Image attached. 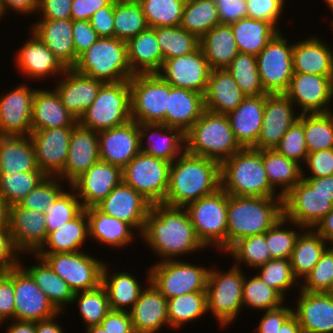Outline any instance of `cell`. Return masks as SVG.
Returning a JSON list of instances; mask_svg holds the SVG:
<instances>
[{
  "instance_id": "cell-20",
  "label": "cell",
  "mask_w": 333,
  "mask_h": 333,
  "mask_svg": "<svg viewBox=\"0 0 333 333\" xmlns=\"http://www.w3.org/2000/svg\"><path fill=\"white\" fill-rule=\"evenodd\" d=\"M293 106L285 93L265 94L262 128L254 149L274 150L278 146L299 117V114H294Z\"/></svg>"
},
{
  "instance_id": "cell-52",
  "label": "cell",
  "mask_w": 333,
  "mask_h": 333,
  "mask_svg": "<svg viewBox=\"0 0 333 333\" xmlns=\"http://www.w3.org/2000/svg\"><path fill=\"white\" fill-rule=\"evenodd\" d=\"M114 37L127 42L149 26L140 4L114 0Z\"/></svg>"
},
{
  "instance_id": "cell-8",
  "label": "cell",
  "mask_w": 333,
  "mask_h": 333,
  "mask_svg": "<svg viewBox=\"0 0 333 333\" xmlns=\"http://www.w3.org/2000/svg\"><path fill=\"white\" fill-rule=\"evenodd\" d=\"M198 239L205 247L226 252L228 193L222 188L185 207Z\"/></svg>"
},
{
  "instance_id": "cell-14",
  "label": "cell",
  "mask_w": 333,
  "mask_h": 333,
  "mask_svg": "<svg viewBox=\"0 0 333 333\" xmlns=\"http://www.w3.org/2000/svg\"><path fill=\"white\" fill-rule=\"evenodd\" d=\"M280 31L256 56L261 84L267 94L285 93L293 76V44Z\"/></svg>"
},
{
  "instance_id": "cell-72",
  "label": "cell",
  "mask_w": 333,
  "mask_h": 333,
  "mask_svg": "<svg viewBox=\"0 0 333 333\" xmlns=\"http://www.w3.org/2000/svg\"><path fill=\"white\" fill-rule=\"evenodd\" d=\"M217 4L220 24H231L247 17L245 0H214Z\"/></svg>"
},
{
  "instance_id": "cell-54",
  "label": "cell",
  "mask_w": 333,
  "mask_h": 333,
  "mask_svg": "<svg viewBox=\"0 0 333 333\" xmlns=\"http://www.w3.org/2000/svg\"><path fill=\"white\" fill-rule=\"evenodd\" d=\"M76 301L86 328L99 325L111 311L107 290L102 284L92 290L75 292L72 302Z\"/></svg>"
},
{
  "instance_id": "cell-12",
  "label": "cell",
  "mask_w": 333,
  "mask_h": 333,
  "mask_svg": "<svg viewBox=\"0 0 333 333\" xmlns=\"http://www.w3.org/2000/svg\"><path fill=\"white\" fill-rule=\"evenodd\" d=\"M210 268L179 260L159 261L150 269V282L170 299L192 292H206Z\"/></svg>"
},
{
  "instance_id": "cell-24",
  "label": "cell",
  "mask_w": 333,
  "mask_h": 333,
  "mask_svg": "<svg viewBox=\"0 0 333 333\" xmlns=\"http://www.w3.org/2000/svg\"><path fill=\"white\" fill-rule=\"evenodd\" d=\"M122 181V169L99 160L71 185L84 209L96 206ZM83 201V202H82Z\"/></svg>"
},
{
  "instance_id": "cell-68",
  "label": "cell",
  "mask_w": 333,
  "mask_h": 333,
  "mask_svg": "<svg viewBox=\"0 0 333 333\" xmlns=\"http://www.w3.org/2000/svg\"><path fill=\"white\" fill-rule=\"evenodd\" d=\"M72 29L76 64L78 57L95 43L99 36L91 26L90 20H73Z\"/></svg>"
},
{
  "instance_id": "cell-48",
  "label": "cell",
  "mask_w": 333,
  "mask_h": 333,
  "mask_svg": "<svg viewBox=\"0 0 333 333\" xmlns=\"http://www.w3.org/2000/svg\"><path fill=\"white\" fill-rule=\"evenodd\" d=\"M220 24L217 4L214 0H186L180 27L199 39L214 26Z\"/></svg>"
},
{
  "instance_id": "cell-21",
  "label": "cell",
  "mask_w": 333,
  "mask_h": 333,
  "mask_svg": "<svg viewBox=\"0 0 333 333\" xmlns=\"http://www.w3.org/2000/svg\"><path fill=\"white\" fill-rule=\"evenodd\" d=\"M151 203L134 188L121 181L96 207L129 224L142 234Z\"/></svg>"
},
{
  "instance_id": "cell-51",
  "label": "cell",
  "mask_w": 333,
  "mask_h": 333,
  "mask_svg": "<svg viewBox=\"0 0 333 333\" xmlns=\"http://www.w3.org/2000/svg\"><path fill=\"white\" fill-rule=\"evenodd\" d=\"M169 327L180 328L207 312L206 292H192L167 299Z\"/></svg>"
},
{
  "instance_id": "cell-62",
  "label": "cell",
  "mask_w": 333,
  "mask_h": 333,
  "mask_svg": "<svg viewBox=\"0 0 333 333\" xmlns=\"http://www.w3.org/2000/svg\"><path fill=\"white\" fill-rule=\"evenodd\" d=\"M304 283L300 285V290L309 293H330L333 284V246L325 250Z\"/></svg>"
},
{
  "instance_id": "cell-28",
  "label": "cell",
  "mask_w": 333,
  "mask_h": 333,
  "mask_svg": "<svg viewBox=\"0 0 333 333\" xmlns=\"http://www.w3.org/2000/svg\"><path fill=\"white\" fill-rule=\"evenodd\" d=\"M138 129L140 150L145 154L172 163L186 151L185 133L180 128L156 123H138ZM146 137L149 139L145 146L143 140Z\"/></svg>"
},
{
  "instance_id": "cell-38",
  "label": "cell",
  "mask_w": 333,
  "mask_h": 333,
  "mask_svg": "<svg viewBox=\"0 0 333 333\" xmlns=\"http://www.w3.org/2000/svg\"><path fill=\"white\" fill-rule=\"evenodd\" d=\"M128 62L133 74L158 73L164 63L155 31L148 27L127 42Z\"/></svg>"
},
{
  "instance_id": "cell-66",
  "label": "cell",
  "mask_w": 333,
  "mask_h": 333,
  "mask_svg": "<svg viewBox=\"0 0 333 333\" xmlns=\"http://www.w3.org/2000/svg\"><path fill=\"white\" fill-rule=\"evenodd\" d=\"M15 315V294L13 286V267L0 271V319H13Z\"/></svg>"
},
{
  "instance_id": "cell-1",
  "label": "cell",
  "mask_w": 333,
  "mask_h": 333,
  "mask_svg": "<svg viewBox=\"0 0 333 333\" xmlns=\"http://www.w3.org/2000/svg\"><path fill=\"white\" fill-rule=\"evenodd\" d=\"M141 238L153 253L163 258L161 261L206 248L198 239L186 209L163 203L151 205Z\"/></svg>"
},
{
  "instance_id": "cell-22",
  "label": "cell",
  "mask_w": 333,
  "mask_h": 333,
  "mask_svg": "<svg viewBox=\"0 0 333 333\" xmlns=\"http://www.w3.org/2000/svg\"><path fill=\"white\" fill-rule=\"evenodd\" d=\"M20 84L0 97V136H30L36 89Z\"/></svg>"
},
{
  "instance_id": "cell-32",
  "label": "cell",
  "mask_w": 333,
  "mask_h": 333,
  "mask_svg": "<svg viewBox=\"0 0 333 333\" xmlns=\"http://www.w3.org/2000/svg\"><path fill=\"white\" fill-rule=\"evenodd\" d=\"M265 95L246 96L227 114L236 141L242 148L254 147L260 135Z\"/></svg>"
},
{
  "instance_id": "cell-26",
  "label": "cell",
  "mask_w": 333,
  "mask_h": 333,
  "mask_svg": "<svg viewBox=\"0 0 333 333\" xmlns=\"http://www.w3.org/2000/svg\"><path fill=\"white\" fill-rule=\"evenodd\" d=\"M63 75L64 78L54 89L66 109L79 120L85 110L91 106L105 82L82 74L73 68H67Z\"/></svg>"
},
{
  "instance_id": "cell-57",
  "label": "cell",
  "mask_w": 333,
  "mask_h": 333,
  "mask_svg": "<svg viewBox=\"0 0 333 333\" xmlns=\"http://www.w3.org/2000/svg\"><path fill=\"white\" fill-rule=\"evenodd\" d=\"M186 0H143L146 22L150 28L180 26Z\"/></svg>"
},
{
  "instance_id": "cell-79",
  "label": "cell",
  "mask_w": 333,
  "mask_h": 333,
  "mask_svg": "<svg viewBox=\"0 0 333 333\" xmlns=\"http://www.w3.org/2000/svg\"><path fill=\"white\" fill-rule=\"evenodd\" d=\"M57 317L36 322V333H63V329L54 320Z\"/></svg>"
},
{
  "instance_id": "cell-41",
  "label": "cell",
  "mask_w": 333,
  "mask_h": 333,
  "mask_svg": "<svg viewBox=\"0 0 333 333\" xmlns=\"http://www.w3.org/2000/svg\"><path fill=\"white\" fill-rule=\"evenodd\" d=\"M200 47L211 70L227 69L239 53L230 24H218L200 38Z\"/></svg>"
},
{
  "instance_id": "cell-47",
  "label": "cell",
  "mask_w": 333,
  "mask_h": 333,
  "mask_svg": "<svg viewBox=\"0 0 333 333\" xmlns=\"http://www.w3.org/2000/svg\"><path fill=\"white\" fill-rule=\"evenodd\" d=\"M38 264L31 267H23L34 279L39 289L48 297L53 306L61 313L65 304L72 303L74 292L69 285L59 277L47 264V262L36 256Z\"/></svg>"
},
{
  "instance_id": "cell-40",
  "label": "cell",
  "mask_w": 333,
  "mask_h": 333,
  "mask_svg": "<svg viewBox=\"0 0 333 333\" xmlns=\"http://www.w3.org/2000/svg\"><path fill=\"white\" fill-rule=\"evenodd\" d=\"M89 237L99 243L115 248L129 245L134 234L133 228L118 218L101 212L96 206L86 208ZM132 229V230H131Z\"/></svg>"
},
{
  "instance_id": "cell-18",
  "label": "cell",
  "mask_w": 333,
  "mask_h": 333,
  "mask_svg": "<svg viewBox=\"0 0 333 333\" xmlns=\"http://www.w3.org/2000/svg\"><path fill=\"white\" fill-rule=\"evenodd\" d=\"M285 94L301 114L331 112L327 106L333 101V76L293 73Z\"/></svg>"
},
{
  "instance_id": "cell-19",
  "label": "cell",
  "mask_w": 333,
  "mask_h": 333,
  "mask_svg": "<svg viewBox=\"0 0 333 333\" xmlns=\"http://www.w3.org/2000/svg\"><path fill=\"white\" fill-rule=\"evenodd\" d=\"M75 126L32 130L36 163L46 176H58L65 167L70 138Z\"/></svg>"
},
{
  "instance_id": "cell-36",
  "label": "cell",
  "mask_w": 333,
  "mask_h": 333,
  "mask_svg": "<svg viewBox=\"0 0 333 333\" xmlns=\"http://www.w3.org/2000/svg\"><path fill=\"white\" fill-rule=\"evenodd\" d=\"M78 120L66 109L54 89H36L32 114V130L76 126Z\"/></svg>"
},
{
  "instance_id": "cell-50",
  "label": "cell",
  "mask_w": 333,
  "mask_h": 333,
  "mask_svg": "<svg viewBox=\"0 0 333 333\" xmlns=\"http://www.w3.org/2000/svg\"><path fill=\"white\" fill-rule=\"evenodd\" d=\"M163 60L190 54L200 47V39L180 26L154 27Z\"/></svg>"
},
{
  "instance_id": "cell-2",
  "label": "cell",
  "mask_w": 333,
  "mask_h": 333,
  "mask_svg": "<svg viewBox=\"0 0 333 333\" xmlns=\"http://www.w3.org/2000/svg\"><path fill=\"white\" fill-rule=\"evenodd\" d=\"M221 188L220 163L186 151L170 165L165 205L185 207Z\"/></svg>"
},
{
  "instance_id": "cell-65",
  "label": "cell",
  "mask_w": 333,
  "mask_h": 333,
  "mask_svg": "<svg viewBox=\"0 0 333 333\" xmlns=\"http://www.w3.org/2000/svg\"><path fill=\"white\" fill-rule=\"evenodd\" d=\"M247 17L271 23L278 31L279 17L284 9L285 0H245Z\"/></svg>"
},
{
  "instance_id": "cell-39",
  "label": "cell",
  "mask_w": 333,
  "mask_h": 333,
  "mask_svg": "<svg viewBox=\"0 0 333 333\" xmlns=\"http://www.w3.org/2000/svg\"><path fill=\"white\" fill-rule=\"evenodd\" d=\"M41 171L30 136H0V174Z\"/></svg>"
},
{
  "instance_id": "cell-30",
  "label": "cell",
  "mask_w": 333,
  "mask_h": 333,
  "mask_svg": "<svg viewBox=\"0 0 333 333\" xmlns=\"http://www.w3.org/2000/svg\"><path fill=\"white\" fill-rule=\"evenodd\" d=\"M299 291L293 314L303 333H333V294Z\"/></svg>"
},
{
  "instance_id": "cell-71",
  "label": "cell",
  "mask_w": 333,
  "mask_h": 333,
  "mask_svg": "<svg viewBox=\"0 0 333 333\" xmlns=\"http://www.w3.org/2000/svg\"><path fill=\"white\" fill-rule=\"evenodd\" d=\"M73 0H38L40 19H71Z\"/></svg>"
},
{
  "instance_id": "cell-60",
  "label": "cell",
  "mask_w": 333,
  "mask_h": 333,
  "mask_svg": "<svg viewBox=\"0 0 333 333\" xmlns=\"http://www.w3.org/2000/svg\"><path fill=\"white\" fill-rule=\"evenodd\" d=\"M257 269L260 270L257 274L260 279L283 297L287 289L300 284L293 274L290 259H271Z\"/></svg>"
},
{
  "instance_id": "cell-55",
  "label": "cell",
  "mask_w": 333,
  "mask_h": 333,
  "mask_svg": "<svg viewBox=\"0 0 333 333\" xmlns=\"http://www.w3.org/2000/svg\"><path fill=\"white\" fill-rule=\"evenodd\" d=\"M227 69L246 96L267 94L261 84L256 56L239 52Z\"/></svg>"
},
{
  "instance_id": "cell-6",
  "label": "cell",
  "mask_w": 333,
  "mask_h": 333,
  "mask_svg": "<svg viewBox=\"0 0 333 333\" xmlns=\"http://www.w3.org/2000/svg\"><path fill=\"white\" fill-rule=\"evenodd\" d=\"M72 68L105 83L129 80L134 75L128 62L126 42L115 37H99Z\"/></svg>"
},
{
  "instance_id": "cell-61",
  "label": "cell",
  "mask_w": 333,
  "mask_h": 333,
  "mask_svg": "<svg viewBox=\"0 0 333 333\" xmlns=\"http://www.w3.org/2000/svg\"><path fill=\"white\" fill-rule=\"evenodd\" d=\"M288 222L289 220L282 216L265 232L266 246L272 259H290L296 239L300 233L290 228L287 229L285 224Z\"/></svg>"
},
{
  "instance_id": "cell-37",
  "label": "cell",
  "mask_w": 333,
  "mask_h": 333,
  "mask_svg": "<svg viewBox=\"0 0 333 333\" xmlns=\"http://www.w3.org/2000/svg\"><path fill=\"white\" fill-rule=\"evenodd\" d=\"M204 106V95L198 92L171 86L169 84L166 125L180 128L186 133L201 117Z\"/></svg>"
},
{
  "instance_id": "cell-31",
  "label": "cell",
  "mask_w": 333,
  "mask_h": 333,
  "mask_svg": "<svg viewBox=\"0 0 333 333\" xmlns=\"http://www.w3.org/2000/svg\"><path fill=\"white\" fill-rule=\"evenodd\" d=\"M28 38L24 46L16 54L18 69L28 78L40 79L58 74L62 76L67 69L62 62L47 48L44 42L35 34Z\"/></svg>"
},
{
  "instance_id": "cell-35",
  "label": "cell",
  "mask_w": 333,
  "mask_h": 333,
  "mask_svg": "<svg viewBox=\"0 0 333 333\" xmlns=\"http://www.w3.org/2000/svg\"><path fill=\"white\" fill-rule=\"evenodd\" d=\"M245 97L228 69L211 70L204 94L206 110L227 115L235 110Z\"/></svg>"
},
{
  "instance_id": "cell-7",
  "label": "cell",
  "mask_w": 333,
  "mask_h": 333,
  "mask_svg": "<svg viewBox=\"0 0 333 333\" xmlns=\"http://www.w3.org/2000/svg\"><path fill=\"white\" fill-rule=\"evenodd\" d=\"M131 120L129 80L105 83L78 123L93 131L123 125Z\"/></svg>"
},
{
  "instance_id": "cell-67",
  "label": "cell",
  "mask_w": 333,
  "mask_h": 333,
  "mask_svg": "<svg viewBox=\"0 0 333 333\" xmlns=\"http://www.w3.org/2000/svg\"><path fill=\"white\" fill-rule=\"evenodd\" d=\"M306 165L311 176L302 174V178H320L333 175V148L310 152L306 158Z\"/></svg>"
},
{
  "instance_id": "cell-58",
  "label": "cell",
  "mask_w": 333,
  "mask_h": 333,
  "mask_svg": "<svg viewBox=\"0 0 333 333\" xmlns=\"http://www.w3.org/2000/svg\"><path fill=\"white\" fill-rule=\"evenodd\" d=\"M227 252L234 257L237 262H234V266L237 267L244 262L256 269L272 259L266 246L265 233L241 238Z\"/></svg>"
},
{
  "instance_id": "cell-17",
  "label": "cell",
  "mask_w": 333,
  "mask_h": 333,
  "mask_svg": "<svg viewBox=\"0 0 333 333\" xmlns=\"http://www.w3.org/2000/svg\"><path fill=\"white\" fill-rule=\"evenodd\" d=\"M211 68L199 47L196 51L167 59L158 74L171 86L205 94Z\"/></svg>"
},
{
  "instance_id": "cell-33",
  "label": "cell",
  "mask_w": 333,
  "mask_h": 333,
  "mask_svg": "<svg viewBox=\"0 0 333 333\" xmlns=\"http://www.w3.org/2000/svg\"><path fill=\"white\" fill-rule=\"evenodd\" d=\"M72 27V19H40L31 26L30 32L35 33L66 68H72L75 65Z\"/></svg>"
},
{
  "instance_id": "cell-25",
  "label": "cell",
  "mask_w": 333,
  "mask_h": 333,
  "mask_svg": "<svg viewBox=\"0 0 333 333\" xmlns=\"http://www.w3.org/2000/svg\"><path fill=\"white\" fill-rule=\"evenodd\" d=\"M8 227L13 243L21 253L35 254L46 241L45 214L20 204L9 206Z\"/></svg>"
},
{
  "instance_id": "cell-34",
  "label": "cell",
  "mask_w": 333,
  "mask_h": 333,
  "mask_svg": "<svg viewBox=\"0 0 333 333\" xmlns=\"http://www.w3.org/2000/svg\"><path fill=\"white\" fill-rule=\"evenodd\" d=\"M294 73L333 76V51L318 37H308L293 43Z\"/></svg>"
},
{
  "instance_id": "cell-69",
  "label": "cell",
  "mask_w": 333,
  "mask_h": 333,
  "mask_svg": "<svg viewBox=\"0 0 333 333\" xmlns=\"http://www.w3.org/2000/svg\"><path fill=\"white\" fill-rule=\"evenodd\" d=\"M293 311L291 307L283 305L267 310L256 328L257 333H279L282 324L293 314Z\"/></svg>"
},
{
  "instance_id": "cell-15",
  "label": "cell",
  "mask_w": 333,
  "mask_h": 333,
  "mask_svg": "<svg viewBox=\"0 0 333 333\" xmlns=\"http://www.w3.org/2000/svg\"><path fill=\"white\" fill-rule=\"evenodd\" d=\"M333 204L301 179L283 196V216L300 229H315Z\"/></svg>"
},
{
  "instance_id": "cell-42",
  "label": "cell",
  "mask_w": 333,
  "mask_h": 333,
  "mask_svg": "<svg viewBox=\"0 0 333 333\" xmlns=\"http://www.w3.org/2000/svg\"><path fill=\"white\" fill-rule=\"evenodd\" d=\"M88 237V218L84 209L76 218L48 233L46 241L36 253L81 252L79 248Z\"/></svg>"
},
{
  "instance_id": "cell-10",
  "label": "cell",
  "mask_w": 333,
  "mask_h": 333,
  "mask_svg": "<svg viewBox=\"0 0 333 333\" xmlns=\"http://www.w3.org/2000/svg\"><path fill=\"white\" fill-rule=\"evenodd\" d=\"M244 272L231 267L225 273L210 269L206 287L207 313L214 314L220 325L226 327L243 309Z\"/></svg>"
},
{
  "instance_id": "cell-75",
  "label": "cell",
  "mask_w": 333,
  "mask_h": 333,
  "mask_svg": "<svg viewBox=\"0 0 333 333\" xmlns=\"http://www.w3.org/2000/svg\"><path fill=\"white\" fill-rule=\"evenodd\" d=\"M113 0H73L71 6L72 20H90L99 9L108 6Z\"/></svg>"
},
{
  "instance_id": "cell-73",
  "label": "cell",
  "mask_w": 333,
  "mask_h": 333,
  "mask_svg": "<svg viewBox=\"0 0 333 333\" xmlns=\"http://www.w3.org/2000/svg\"><path fill=\"white\" fill-rule=\"evenodd\" d=\"M114 0L106 7L97 10L90 23L99 37H114Z\"/></svg>"
},
{
  "instance_id": "cell-3",
  "label": "cell",
  "mask_w": 333,
  "mask_h": 333,
  "mask_svg": "<svg viewBox=\"0 0 333 333\" xmlns=\"http://www.w3.org/2000/svg\"><path fill=\"white\" fill-rule=\"evenodd\" d=\"M283 216V197L228 194L226 251L241 238L263 234Z\"/></svg>"
},
{
  "instance_id": "cell-27",
  "label": "cell",
  "mask_w": 333,
  "mask_h": 333,
  "mask_svg": "<svg viewBox=\"0 0 333 333\" xmlns=\"http://www.w3.org/2000/svg\"><path fill=\"white\" fill-rule=\"evenodd\" d=\"M99 160L98 132L78 123L71 133L65 167L57 177H65L71 185Z\"/></svg>"
},
{
  "instance_id": "cell-46",
  "label": "cell",
  "mask_w": 333,
  "mask_h": 333,
  "mask_svg": "<svg viewBox=\"0 0 333 333\" xmlns=\"http://www.w3.org/2000/svg\"><path fill=\"white\" fill-rule=\"evenodd\" d=\"M263 164L270 185L277 190L281 187L280 195H286L305 173L298 162L274 150H262Z\"/></svg>"
},
{
  "instance_id": "cell-76",
  "label": "cell",
  "mask_w": 333,
  "mask_h": 333,
  "mask_svg": "<svg viewBox=\"0 0 333 333\" xmlns=\"http://www.w3.org/2000/svg\"><path fill=\"white\" fill-rule=\"evenodd\" d=\"M13 9L20 14H31L38 10V0H0V13L5 16L7 9Z\"/></svg>"
},
{
  "instance_id": "cell-5",
  "label": "cell",
  "mask_w": 333,
  "mask_h": 333,
  "mask_svg": "<svg viewBox=\"0 0 333 333\" xmlns=\"http://www.w3.org/2000/svg\"><path fill=\"white\" fill-rule=\"evenodd\" d=\"M185 140L187 153L220 164L242 148L235 139L228 116L206 109L185 133Z\"/></svg>"
},
{
  "instance_id": "cell-9",
  "label": "cell",
  "mask_w": 333,
  "mask_h": 333,
  "mask_svg": "<svg viewBox=\"0 0 333 333\" xmlns=\"http://www.w3.org/2000/svg\"><path fill=\"white\" fill-rule=\"evenodd\" d=\"M131 119L166 125L169 83L158 73L134 74L129 79Z\"/></svg>"
},
{
  "instance_id": "cell-77",
  "label": "cell",
  "mask_w": 333,
  "mask_h": 333,
  "mask_svg": "<svg viewBox=\"0 0 333 333\" xmlns=\"http://www.w3.org/2000/svg\"><path fill=\"white\" fill-rule=\"evenodd\" d=\"M319 194L333 204V175L320 178H302Z\"/></svg>"
},
{
  "instance_id": "cell-64",
  "label": "cell",
  "mask_w": 333,
  "mask_h": 333,
  "mask_svg": "<svg viewBox=\"0 0 333 333\" xmlns=\"http://www.w3.org/2000/svg\"><path fill=\"white\" fill-rule=\"evenodd\" d=\"M275 150L287 158L295 160L300 165L306 161L308 148L304 136L303 124L298 119L282 137Z\"/></svg>"
},
{
  "instance_id": "cell-11",
  "label": "cell",
  "mask_w": 333,
  "mask_h": 333,
  "mask_svg": "<svg viewBox=\"0 0 333 333\" xmlns=\"http://www.w3.org/2000/svg\"><path fill=\"white\" fill-rule=\"evenodd\" d=\"M170 165L171 162L141 151L122 169V181L151 204L164 203L169 185Z\"/></svg>"
},
{
  "instance_id": "cell-13",
  "label": "cell",
  "mask_w": 333,
  "mask_h": 333,
  "mask_svg": "<svg viewBox=\"0 0 333 333\" xmlns=\"http://www.w3.org/2000/svg\"><path fill=\"white\" fill-rule=\"evenodd\" d=\"M43 258L51 269L72 289L79 292L92 290L102 284L105 262L95 259L85 252L35 253Z\"/></svg>"
},
{
  "instance_id": "cell-74",
  "label": "cell",
  "mask_w": 333,
  "mask_h": 333,
  "mask_svg": "<svg viewBox=\"0 0 333 333\" xmlns=\"http://www.w3.org/2000/svg\"><path fill=\"white\" fill-rule=\"evenodd\" d=\"M107 333H135L129 312L111 310L99 324Z\"/></svg>"
},
{
  "instance_id": "cell-59",
  "label": "cell",
  "mask_w": 333,
  "mask_h": 333,
  "mask_svg": "<svg viewBox=\"0 0 333 333\" xmlns=\"http://www.w3.org/2000/svg\"><path fill=\"white\" fill-rule=\"evenodd\" d=\"M74 193L63 191L54 203L45 209V224L48 233L73 220L84 210L76 191Z\"/></svg>"
},
{
  "instance_id": "cell-23",
  "label": "cell",
  "mask_w": 333,
  "mask_h": 333,
  "mask_svg": "<svg viewBox=\"0 0 333 333\" xmlns=\"http://www.w3.org/2000/svg\"><path fill=\"white\" fill-rule=\"evenodd\" d=\"M99 158L101 161L123 169L140 150L138 123L134 120L98 132Z\"/></svg>"
},
{
  "instance_id": "cell-44",
  "label": "cell",
  "mask_w": 333,
  "mask_h": 333,
  "mask_svg": "<svg viewBox=\"0 0 333 333\" xmlns=\"http://www.w3.org/2000/svg\"><path fill=\"white\" fill-rule=\"evenodd\" d=\"M107 266V267H106ZM108 264H104L102 285L106 288L111 310L129 312L142 290L140 282L129 273L113 272L108 276ZM129 306V307H128Z\"/></svg>"
},
{
  "instance_id": "cell-63",
  "label": "cell",
  "mask_w": 333,
  "mask_h": 333,
  "mask_svg": "<svg viewBox=\"0 0 333 333\" xmlns=\"http://www.w3.org/2000/svg\"><path fill=\"white\" fill-rule=\"evenodd\" d=\"M60 180L56 176H47L19 204L26 209L45 213V209L64 191Z\"/></svg>"
},
{
  "instance_id": "cell-80",
  "label": "cell",
  "mask_w": 333,
  "mask_h": 333,
  "mask_svg": "<svg viewBox=\"0 0 333 333\" xmlns=\"http://www.w3.org/2000/svg\"><path fill=\"white\" fill-rule=\"evenodd\" d=\"M7 333H36V322L12 320Z\"/></svg>"
},
{
  "instance_id": "cell-45",
  "label": "cell",
  "mask_w": 333,
  "mask_h": 333,
  "mask_svg": "<svg viewBox=\"0 0 333 333\" xmlns=\"http://www.w3.org/2000/svg\"><path fill=\"white\" fill-rule=\"evenodd\" d=\"M308 230L298 235L290 256L292 271L297 280L299 277L301 279L307 277L329 247L326 244L328 242L324 240L316 229L310 228Z\"/></svg>"
},
{
  "instance_id": "cell-29",
  "label": "cell",
  "mask_w": 333,
  "mask_h": 333,
  "mask_svg": "<svg viewBox=\"0 0 333 333\" xmlns=\"http://www.w3.org/2000/svg\"><path fill=\"white\" fill-rule=\"evenodd\" d=\"M148 273V288L129 310L135 333H156L163 325L169 326L167 299L150 282V270Z\"/></svg>"
},
{
  "instance_id": "cell-4",
  "label": "cell",
  "mask_w": 333,
  "mask_h": 333,
  "mask_svg": "<svg viewBox=\"0 0 333 333\" xmlns=\"http://www.w3.org/2000/svg\"><path fill=\"white\" fill-rule=\"evenodd\" d=\"M221 188L232 196L282 197L267 178L262 150L241 148L220 164Z\"/></svg>"
},
{
  "instance_id": "cell-49",
  "label": "cell",
  "mask_w": 333,
  "mask_h": 333,
  "mask_svg": "<svg viewBox=\"0 0 333 333\" xmlns=\"http://www.w3.org/2000/svg\"><path fill=\"white\" fill-rule=\"evenodd\" d=\"M308 153L333 148V113H299Z\"/></svg>"
},
{
  "instance_id": "cell-70",
  "label": "cell",
  "mask_w": 333,
  "mask_h": 333,
  "mask_svg": "<svg viewBox=\"0 0 333 333\" xmlns=\"http://www.w3.org/2000/svg\"><path fill=\"white\" fill-rule=\"evenodd\" d=\"M19 253L9 228H0V271L20 265Z\"/></svg>"
},
{
  "instance_id": "cell-16",
  "label": "cell",
  "mask_w": 333,
  "mask_h": 333,
  "mask_svg": "<svg viewBox=\"0 0 333 333\" xmlns=\"http://www.w3.org/2000/svg\"><path fill=\"white\" fill-rule=\"evenodd\" d=\"M13 286L14 320L38 322L59 316L60 312L39 289L31 275L23 268V264L13 267Z\"/></svg>"
},
{
  "instance_id": "cell-43",
  "label": "cell",
  "mask_w": 333,
  "mask_h": 333,
  "mask_svg": "<svg viewBox=\"0 0 333 333\" xmlns=\"http://www.w3.org/2000/svg\"><path fill=\"white\" fill-rule=\"evenodd\" d=\"M240 53L257 56L279 31L269 22L244 17L230 24Z\"/></svg>"
},
{
  "instance_id": "cell-78",
  "label": "cell",
  "mask_w": 333,
  "mask_h": 333,
  "mask_svg": "<svg viewBox=\"0 0 333 333\" xmlns=\"http://www.w3.org/2000/svg\"><path fill=\"white\" fill-rule=\"evenodd\" d=\"M317 232L324 238L328 244L333 245V208L316 225Z\"/></svg>"
},
{
  "instance_id": "cell-56",
  "label": "cell",
  "mask_w": 333,
  "mask_h": 333,
  "mask_svg": "<svg viewBox=\"0 0 333 333\" xmlns=\"http://www.w3.org/2000/svg\"><path fill=\"white\" fill-rule=\"evenodd\" d=\"M242 294L243 306L262 311L275 309L285 300L279 292L265 284L257 274L248 279L244 277Z\"/></svg>"
},
{
  "instance_id": "cell-53",
  "label": "cell",
  "mask_w": 333,
  "mask_h": 333,
  "mask_svg": "<svg viewBox=\"0 0 333 333\" xmlns=\"http://www.w3.org/2000/svg\"><path fill=\"white\" fill-rule=\"evenodd\" d=\"M46 177L42 171L0 174V196L8 206L19 204Z\"/></svg>"
}]
</instances>
